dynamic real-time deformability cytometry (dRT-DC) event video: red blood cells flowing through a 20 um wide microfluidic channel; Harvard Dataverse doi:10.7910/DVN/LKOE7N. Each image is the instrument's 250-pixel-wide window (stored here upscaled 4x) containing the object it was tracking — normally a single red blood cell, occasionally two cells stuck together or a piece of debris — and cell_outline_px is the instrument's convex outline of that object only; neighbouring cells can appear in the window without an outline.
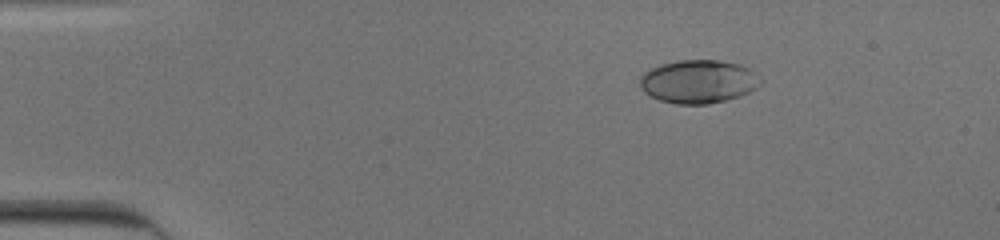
{"species": "human", "species_latin": "Homo sapiens", "temperature_condition": "cold", "stored_images_in_passage": 46, "camera_frame_rate_fps": 3000, "um_per_image_px": 0.085, "donor": {"sex": "male"}, "frame": {"image": 1, "passage_image": 2, "time_ms": 0.333, "image_size_px": [1000, 240], "cell_outline_px": [[764, 80], [756, 88], [740, 96], [708, 104], [676, 104], [660, 100], [644, 92], [640, 88], [640, 76], [644, 72], [660, 64], [680, 60], [720, 60], [740, 64], [748, 68]], "centroid_in_image_um": [59.37, 6.92], "position_along_channel_um": 25.6, "area_um2": 30.52}}
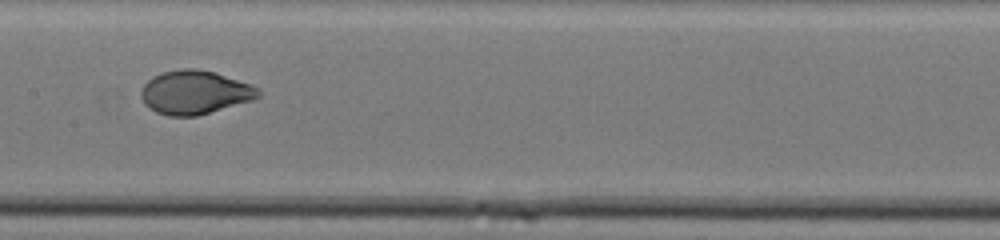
{"frame": {"image": 2, "passage_image": 21, "time_ms": 6.667, "image_size_px": [1000, 240], "cell_outline_px": [[260, 96], [252, 100], [196, 116], [168, 116], [156, 112], [148, 108], [144, 104], [140, 96], [140, 88], [152, 76], [164, 72], [184, 68], [196, 68], [216, 72], [252, 84], [260, 88]], "centroid_in_image_um": [16.54, 7.84], "position_along_channel_um": 190.9, "area_um2": 30.11}}
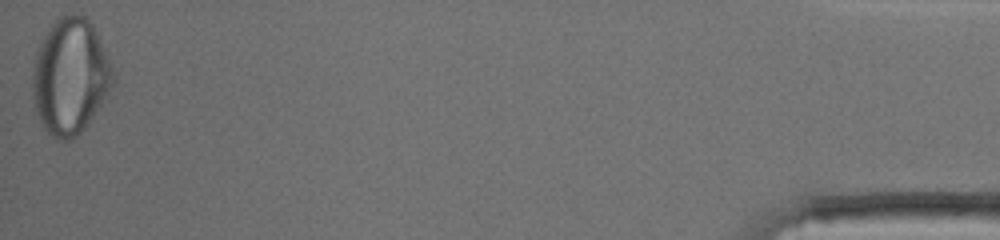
{"frame": {"image": 3, "passage_image": 46, "time_ms": 15.0, "image_size_px": [1000, 240], "cell_outline_px": [[116, 84], [88, 124], [72, 140], [56, 140], [44, 128], [36, 112], [32, 96], [32, 68], [36, 52], [48, 28], [56, 16], [72, 12], [84, 16], [92, 24], [116, 72]], "centroid_in_image_um": [5.99, 6.48], "position_along_channel_um": 429.2, "area_um2": 55.26}, "authors_computed_cell_mechanics": {"area_um2": 30.2583, "velocity_mm_per_s": 3.9267, "shape_relaxation_time_tau1_ms": 6.1144, "shape_relaxation_time_tau2_ms": null, "deformation_change_tau1": 0.2489, "deformation_change_tau2": null}}